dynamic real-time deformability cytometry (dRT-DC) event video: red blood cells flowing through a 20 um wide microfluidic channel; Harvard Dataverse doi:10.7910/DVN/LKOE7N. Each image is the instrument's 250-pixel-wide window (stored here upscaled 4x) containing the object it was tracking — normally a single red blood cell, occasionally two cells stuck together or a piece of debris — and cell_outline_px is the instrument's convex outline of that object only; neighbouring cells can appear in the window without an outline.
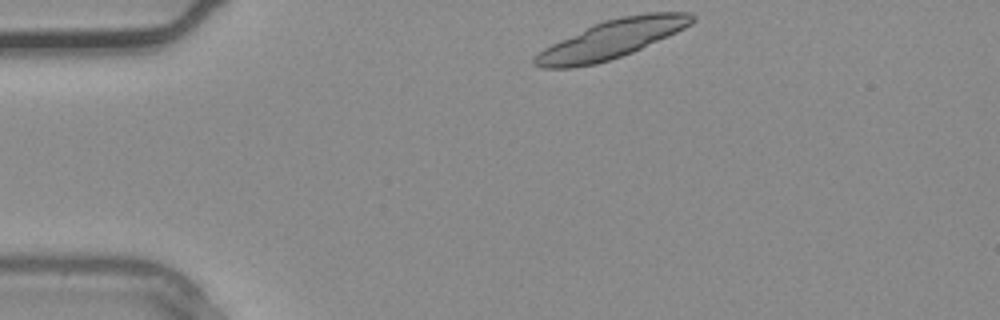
{"species": "common noctule bat (a hibernating species)", "species_latin": "Nyctalus noctula", "temperature_condition": "warm", "stored_images_in_passage": 30, "camera_frame_rate_fps": 3000, "um_per_image_px": 0.085, "animal": {"sex": "male", "body_mass_g": 20.4}, "frame": {"image": 1, "passage_image": 1, "time_ms": 0.0, "image_size_px": [1000, 320], "cell_outline_px": [[696, 20], [692, 24], [668, 36], [632, 52], [596, 64], [572, 68], [540, 68], [532, 64], [532, 60], [544, 48], [592, 24], [604, 20], [624, 16], [648, 12], [692, 12], [696, 16]], "centroid_in_image_um": [52.01, 3.33], "position_along_channel_um": 33.0, "area_um2": 35.03}}